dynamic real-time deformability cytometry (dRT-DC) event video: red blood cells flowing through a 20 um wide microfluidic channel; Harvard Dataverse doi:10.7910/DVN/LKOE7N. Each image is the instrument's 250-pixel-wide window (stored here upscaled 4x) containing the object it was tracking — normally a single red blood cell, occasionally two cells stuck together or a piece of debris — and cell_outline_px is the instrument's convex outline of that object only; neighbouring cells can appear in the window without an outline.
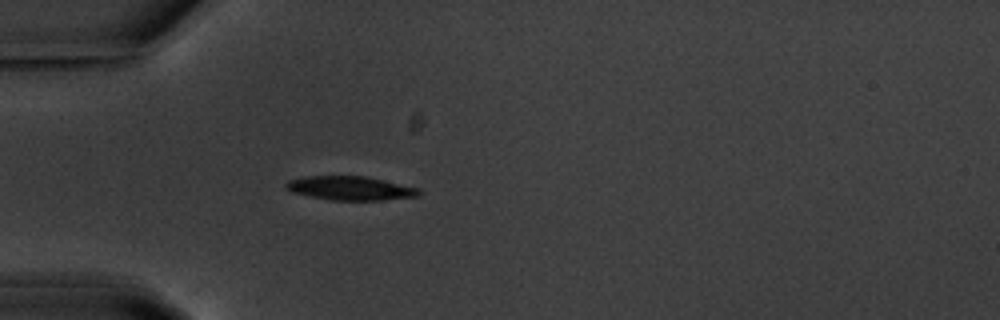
{"species": "common noctule bat (a hibernating species)", "species_latin": "Nyctalus noctula", "temperature_condition": "warm", "stored_images_in_passage": 40, "camera_frame_rate_fps": 3000, "um_per_image_px": 0.085, "animal": {"sex": "male", "body_mass_g": 20.1, "forearm_length_mm": 53.5}, "frame": {"image": 1, "passage_image": 1, "time_ms": 0.0, "image_size_px": [1000, 320], "cell_outline_px": [[420, 196], [384, 200], [332, 200], [292, 192], [284, 188], [284, 184], [288, 180], [304, 176], [364, 176], [420, 188]], "centroid_in_image_um": [29.77, 15.99], "position_along_channel_um": 55.2, "area_um2": 18.5}}
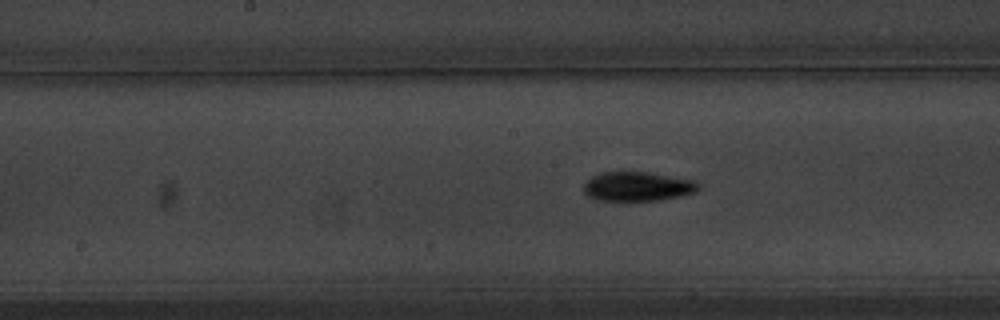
{"frame": {"image": 2, "passage_image": 13, "time_ms": 4.0, "image_size_px": [1000, 320], "cell_outline_px": [[700, 188], [696, 192], [680, 196], [660, 200], [596, 200], [588, 196], [584, 192], [584, 184], [592, 176], [600, 172], [648, 172], [696, 180], [700, 184]], "centroid_in_image_um": [54.22, 15.84], "position_along_channel_um": 194.0, "area_um2": 19.65}}
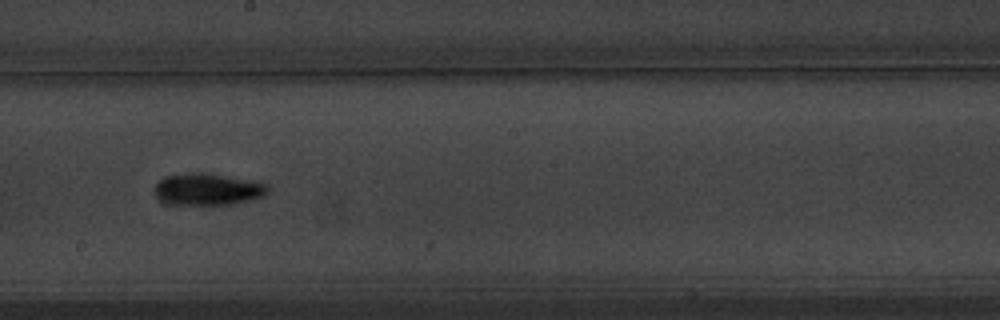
{"frame": {"image": 3, "passage_image": 16, "time_ms": 5.0, "image_size_px": [1000, 320], "cell_outline_px": [[268, 192], [264, 196], [252, 200], [232, 204], [168, 204], [160, 200], [156, 196], [156, 184], [160, 180], [168, 176], [188, 172], [204, 172], [268, 184]], "centroid_in_image_um": [17.66, 16.09], "position_along_channel_um": 230.5, "area_um2": 20.81}, "authors_computed_cell_mechanics": {"area_um2": 18.9873, "velocity_mm_per_s": 3.6555, "shape_relaxation_time_tau1_ms": 2.8448, "shape_relaxation_time_tau2_ms": 7.4504, "deformation_change_tau1": 0.144, "deformation_change_tau2": 0.1066}}